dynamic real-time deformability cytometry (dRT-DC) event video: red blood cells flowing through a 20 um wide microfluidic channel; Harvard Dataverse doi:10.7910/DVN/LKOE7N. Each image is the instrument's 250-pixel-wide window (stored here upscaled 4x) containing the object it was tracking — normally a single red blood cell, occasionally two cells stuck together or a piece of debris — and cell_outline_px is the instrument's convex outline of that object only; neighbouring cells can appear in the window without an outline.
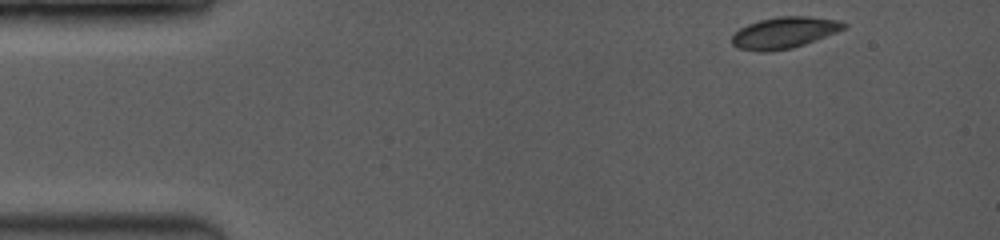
{"species": "common noctule bat (a hibernating species)", "species_latin": "Nyctalus noctula", "temperature_condition": "room temperature", "stored_images_in_passage": 44, "camera_frame_rate_fps": 3500, "um_per_image_px": 0.085, "animal": {"sex": "female", "body_mass_g": 19.0, "forearm_length_mm": 53.3}, "frame": {"image": 1, "passage_image": 1, "time_ms": 0.0, "image_size_px": [1000, 240], "cell_outline_px": [[848, 28], [816, 40], [792, 48], [768, 52], [760, 52], [736, 48], [732, 44], [732, 36], [740, 28], [748, 24], [760, 20], [780, 16], [808, 16], [840, 20], [848, 24]], "centroid_in_image_um": [66.69, 2.78], "position_along_channel_um": 18.3, "area_um2": 20.63}}
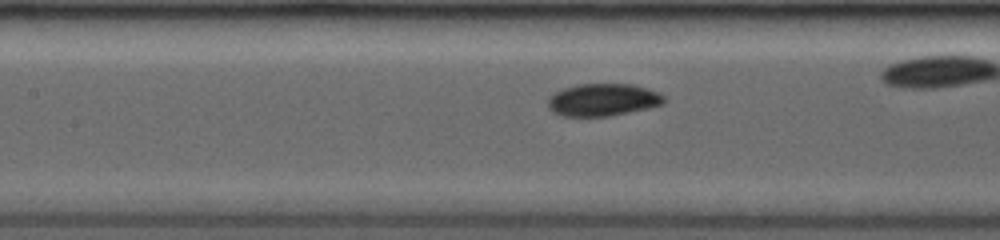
{"frame": {"image": 2, "passage_image": 19, "time_ms": 5.714, "image_size_px": [1000, 240], "cell_outline_px": [[664, 104], [648, 108], [608, 116], [564, 116], [552, 112], [548, 108], [548, 96], [564, 88], [580, 84], [632, 84], [648, 88], [664, 96]], "centroid_in_image_um": [51.23, 8.48], "position_along_channel_um": 156.2, "area_um2": 21.85}}
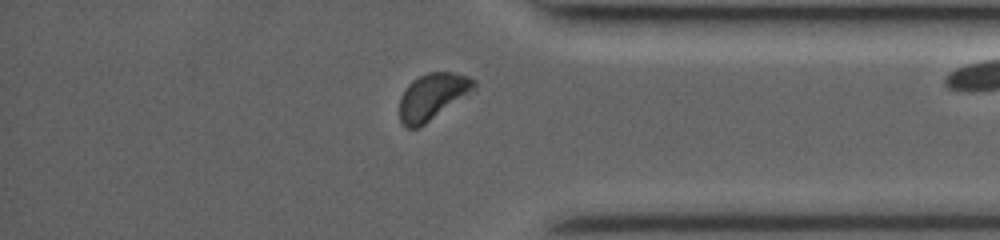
{"frame": {"image": 3, "passage_image": 43, "time_ms": 11.714, "image_size_px": [1000, 240], "cell_outline_px": [[476, 88], [424, 124], [416, 128], [408, 128], [400, 120], [400, 96], [408, 84], [412, 80], [428, 72], [452, 72], [468, 76], [476, 80]], "centroid_in_image_um": [36.75, 8.17], "position_along_channel_um": 398.5, "area_um2": 19.77}}